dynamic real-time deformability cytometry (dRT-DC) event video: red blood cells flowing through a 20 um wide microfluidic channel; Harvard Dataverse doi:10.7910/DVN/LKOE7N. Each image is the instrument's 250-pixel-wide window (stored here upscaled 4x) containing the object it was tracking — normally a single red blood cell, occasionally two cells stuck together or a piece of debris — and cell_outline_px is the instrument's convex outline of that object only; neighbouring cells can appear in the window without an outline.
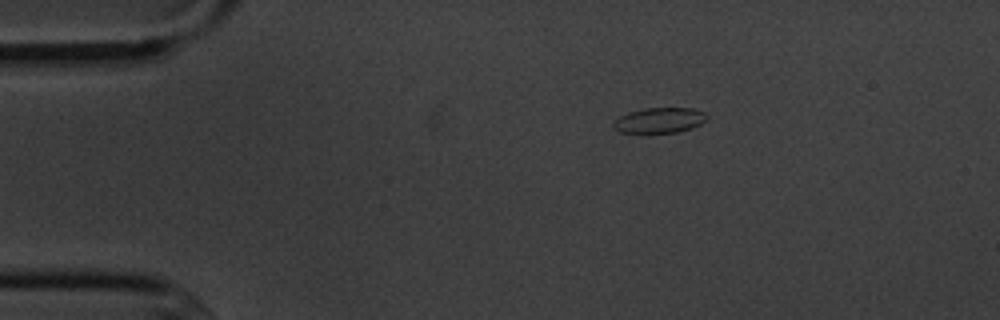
{"species": "common noctule bat (a hibernating species)", "species_latin": "Nyctalus noctula", "temperature_condition": "cold", "stored_images_in_passage": 8, "camera_frame_rate_fps": 3000, "um_per_image_px": 0.085, "animal": {"sex": "male", "body_mass_g": 20.1, "forearm_length_mm": 53.5}, "frame": {"image": 1, "passage_image": 1, "time_ms": 0.0, "image_size_px": [1000, 320], "cell_outline_px": [[708, 120], [692, 128], [676, 132], [620, 132], [612, 128], [612, 124], [620, 116], [628, 112], [644, 108], [692, 108], [704, 112], [708, 116]], "centroid_in_image_um": [56.07, 10.21], "position_along_channel_um": 28.9, "area_um2": 13.76}}
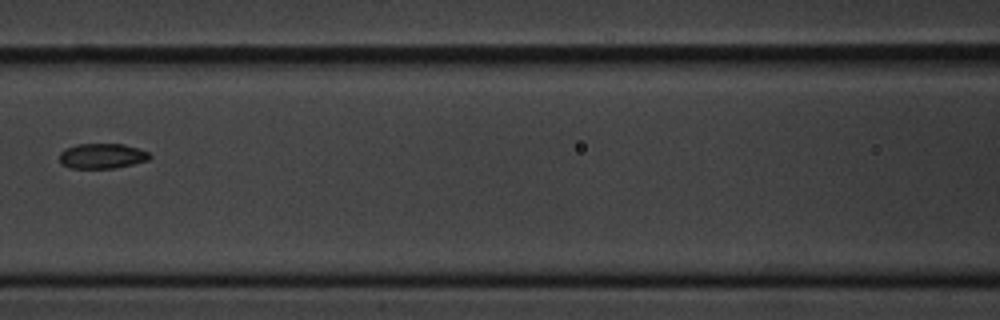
{"frame": {"image": 2, "passage_image": 5, "time_ms": 5.0, "image_size_px": [1000, 320], "cell_outline_px": [[152, 156], [148, 160], [132, 164], [112, 168], [72, 168], [60, 164], [60, 152], [64, 148], [76, 144], [124, 144], [148, 152]], "centroid_in_image_um": [8.64, 13.25], "position_along_channel_um": 158.0, "area_um2": 13.18}}
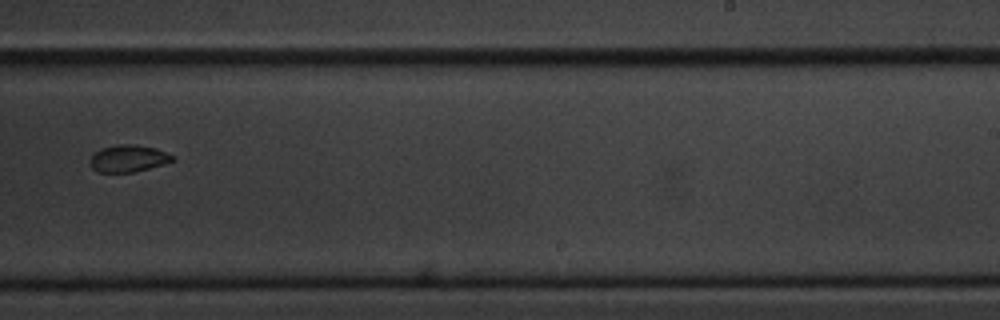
{"frame": {"image": 3, "passage_image": 8, "time_ms": 8.333, "image_size_px": [1000, 320], "cell_outline_px": [[176, 160], [148, 168], [132, 172], [96, 172], [88, 164], [88, 160], [100, 148], [116, 144], [136, 144], [156, 148], [176, 156]], "centroid_in_image_um": [10.89, 13.45], "position_along_channel_um": 278.1, "area_um2": 13.18}}